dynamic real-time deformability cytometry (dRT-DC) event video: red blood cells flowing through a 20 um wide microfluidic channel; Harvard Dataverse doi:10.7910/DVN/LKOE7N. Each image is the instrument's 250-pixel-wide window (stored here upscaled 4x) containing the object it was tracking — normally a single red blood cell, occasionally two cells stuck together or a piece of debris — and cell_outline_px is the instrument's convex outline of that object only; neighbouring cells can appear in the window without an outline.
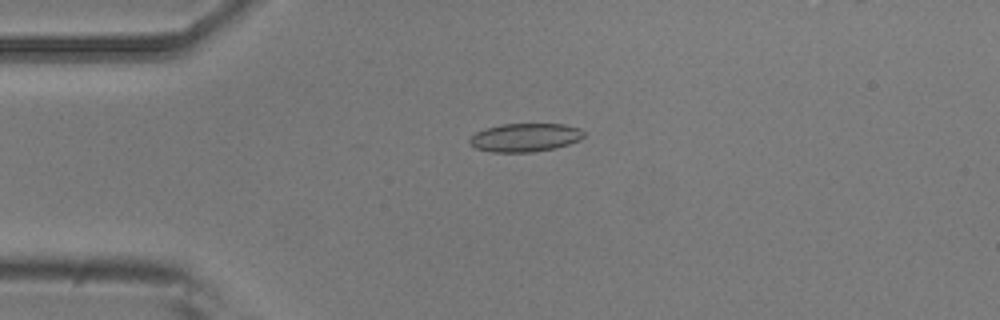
{"species": "common noctule bat (a hibernating species)", "species_latin": "Nyctalus noctula", "temperature_condition": "room temperature", "stored_images_in_passage": 4, "camera_frame_rate_fps": 3000, "um_per_image_px": 0.085, "animal": {"sex": "male", "body_mass_g": 20.5, "forearm_length_mm": 52.5}, "frame": {"image": 1, "passage_image": 4, "time_ms": 4.333, "image_size_px": [1000, 320], "cell_outline_px": [[584, 136], [580, 140], [556, 148], [532, 152], [492, 152], [476, 148], [468, 140], [476, 132], [500, 124], [564, 124], [580, 128], [584, 132]], "centroid_in_image_um": [44.67, 11.69], "position_along_channel_um": 40.3, "area_um2": 18.84}}